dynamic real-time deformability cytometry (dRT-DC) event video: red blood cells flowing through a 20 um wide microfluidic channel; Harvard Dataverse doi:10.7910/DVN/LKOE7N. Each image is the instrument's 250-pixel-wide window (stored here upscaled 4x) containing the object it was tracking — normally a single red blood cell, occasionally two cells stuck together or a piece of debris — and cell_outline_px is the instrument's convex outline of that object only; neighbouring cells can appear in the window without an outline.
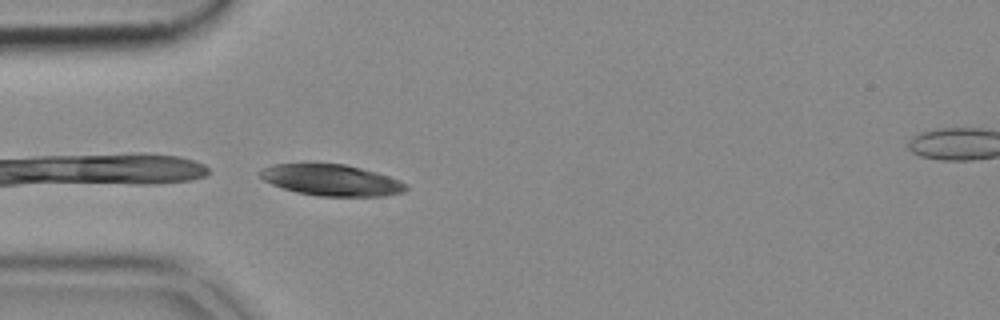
{"species": "common noctule bat (a hibernating species)", "species_latin": "Nyctalus noctula", "temperature_condition": "cold", "stored_images_in_passage": 38, "camera_frame_rate_fps": 3000, "um_per_image_px": 0.085, "animal": {"sex": "female", "body_mass_g": 18.4}, "frame": {"image": 1, "passage_image": 1, "time_ms": 0.0, "image_size_px": [1000, 320], "cell_outline_px": [[408, 188], [404, 192], [384, 196], [320, 196], [296, 192], [272, 184], [264, 180], [260, 176], [260, 172], [264, 168], [272, 164], [344, 164], [376, 172], [400, 180], [408, 184]], "centroid_in_image_um": [28.22, 15.32], "position_along_channel_um": 56.8, "area_um2": 26.36}}
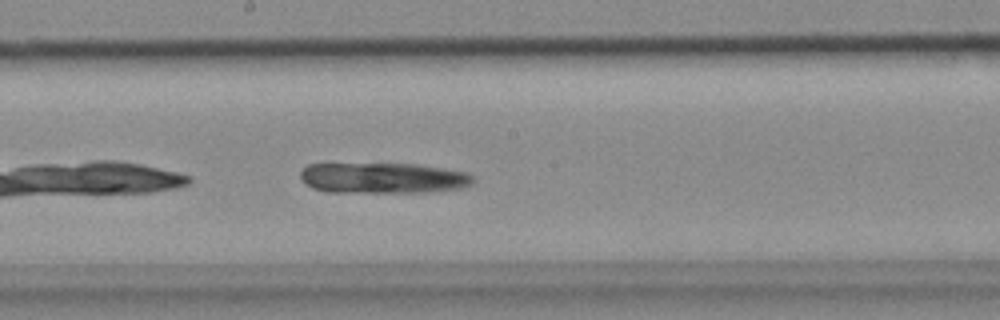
{"frame": {"image": 2, "passage_image": 14, "time_ms": 4.333, "image_size_px": [1000, 320], "cell_outline_px": [[476, 180], [472, 184], [464, 188], [428, 192], [328, 192], [312, 188], [304, 184], [300, 176], [300, 172], [308, 164], [416, 164], [444, 168], [468, 172]], "centroid_in_image_um": [32.59, 15.14], "position_along_channel_um": 215.6, "area_um2": 31.15}}
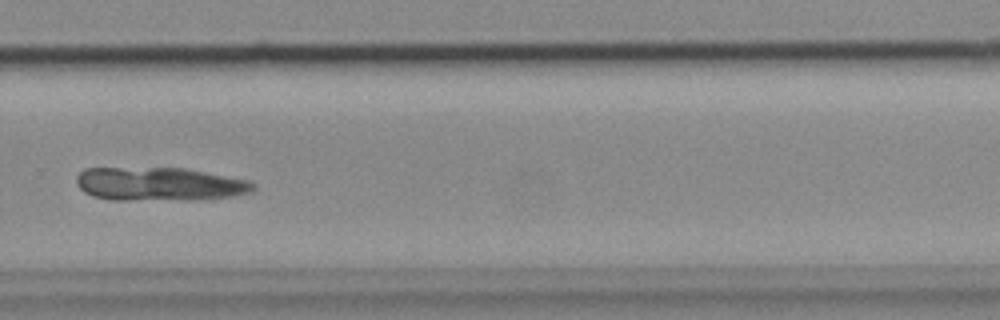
{"frame": {"image": 3, "passage_image": 22, "time_ms": 7.0, "image_size_px": [1000, 320], "cell_outline_px": [[256, 188], [252, 192], [236, 196], [196, 200], [112, 200], [92, 196], [84, 192], [76, 184], [76, 176], [84, 168], [184, 168], [248, 180], [256, 184]], "centroid_in_image_um": [13.56, 15.66], "position_along_channel_um": 316.2, "area_um2": 34.91}}